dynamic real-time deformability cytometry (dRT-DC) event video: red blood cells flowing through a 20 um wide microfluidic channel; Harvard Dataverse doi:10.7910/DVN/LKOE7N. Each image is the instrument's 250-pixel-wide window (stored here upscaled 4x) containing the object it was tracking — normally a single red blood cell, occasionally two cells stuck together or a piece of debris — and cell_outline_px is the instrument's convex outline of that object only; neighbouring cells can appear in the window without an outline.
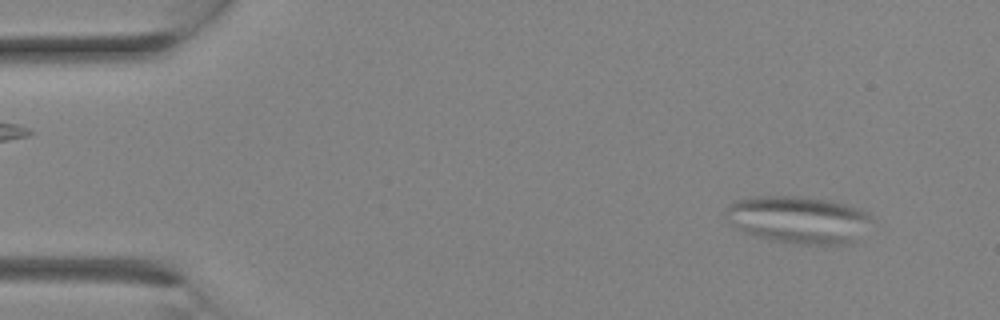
{"species": "Egyptian fruit bat (a non-hibernating species)", "species_latin": "Rousettus aegyptiacus", "temperature_condition": "room temperature", "stored_images_in_passage": 11, "camera_frame_rate_fps": 3000, "um_per_image_px": 0.085, "animal": {"sex": "female"}, "frame": {"image": 1, "passage_image": 2, "time_ms": 0.333, "image_size_px": [1000, 320], "cell_outline_px": [[872, 216], [856, 240], [848, 244], [800, 244], [772, 240], [756, 236], [744, 232], [736, 228], [724, 216], [724, 212], [728, 204], [732, 200], [756, 196], [796, 196], [828, 200], [848, 204], [868, 212]], "centroid_in_image_um": [67.8, 18.65], "position_along_channel_um": 17.2, "area_um2": 40.23}}
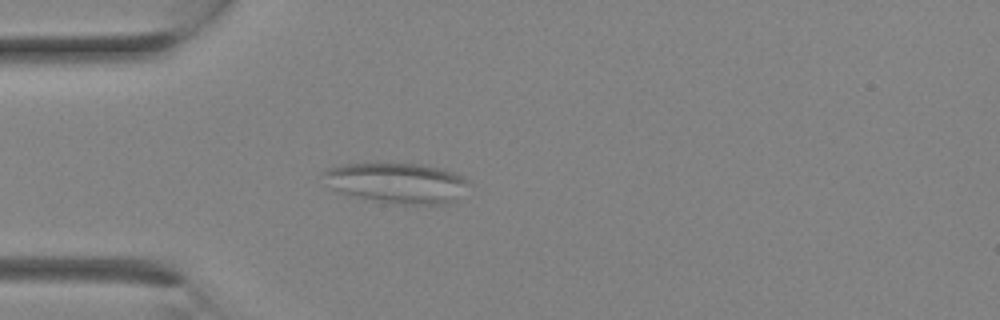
{"frame": {"image": 2, "passage_image": 7, "time_ms": 2.0, "image_size_px": [1000, 320], "cell_outline_px": [[472, 184], [456, 200], [444, 204], [404, 204], [348, 196], [332, 188], [320, 172], [328, 168], [344, 164], [420, 164], [444, 168], [456, 172], [464, 176]], "centroid_in_image_um": [33.81, 15.54], "position_along_channel_um": 51.2, "area_um2": 34.33}}